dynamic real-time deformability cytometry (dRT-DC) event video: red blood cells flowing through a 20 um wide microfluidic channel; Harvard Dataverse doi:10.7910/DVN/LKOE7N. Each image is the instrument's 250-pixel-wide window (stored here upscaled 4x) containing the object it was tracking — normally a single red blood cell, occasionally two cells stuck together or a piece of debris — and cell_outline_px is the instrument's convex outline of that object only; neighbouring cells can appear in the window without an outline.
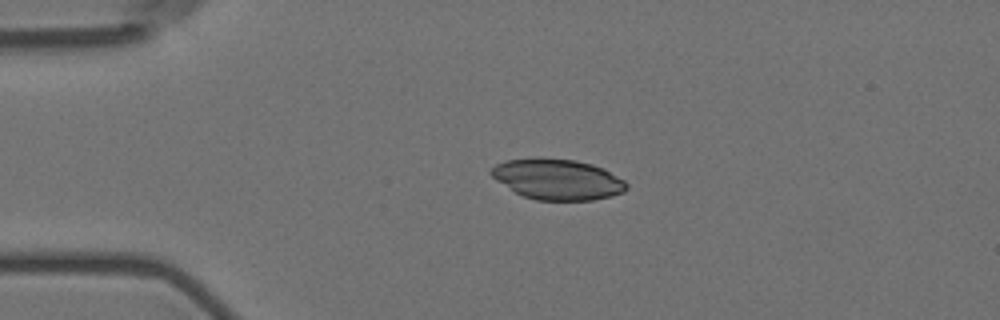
{"species": "Egyptian fruit bat (a non-hibernating species)", "species_latin": "Rousettus aegyptiacus", "temperature_condition": "room temperature", "stored_images_in_passage": 4, "camera_frame_rate_fps": 3000, "um_per_image_px": 0.085, "animal": {"sex": "female"}, "frame": {"image": 1, "passage_image": 3, "time_ms": 0.667, "image_size_px": [1000, 320], "cell_outline_px": [[628, 188], [624, 192], [612, 196], [592, 200], [536, 200], [524, 196], [516, 192], [496, 180], [488, 172], [496, 164], [504, 160], [536, 156], [576, 160], [592, 164], [604, 168], [624, 180], [628, 184]], "centroid_in_image_um": [47.39, 15.21], "position_along_channel_um": 37.6, "area_um2": 32.48}}